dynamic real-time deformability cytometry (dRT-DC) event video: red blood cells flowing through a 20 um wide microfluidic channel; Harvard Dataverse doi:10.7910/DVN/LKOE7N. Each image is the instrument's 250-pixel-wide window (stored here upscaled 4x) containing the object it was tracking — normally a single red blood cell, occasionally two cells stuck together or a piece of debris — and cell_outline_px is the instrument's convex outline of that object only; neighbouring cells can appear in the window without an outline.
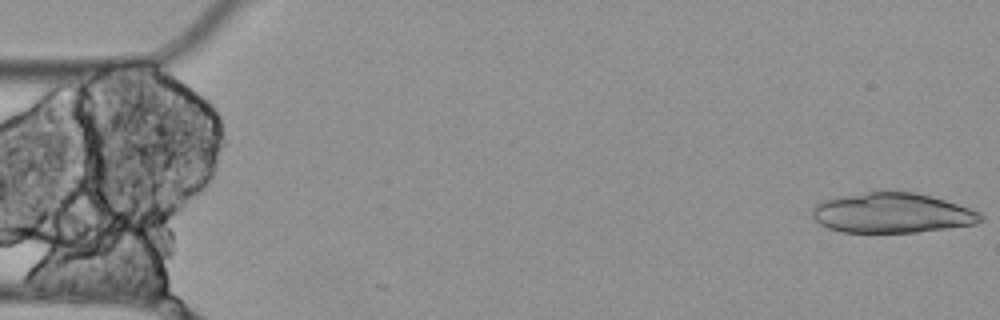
{"species": "Egyptian fruit bat (a non-hibernating species)", "species_latin": "Rousettus aegyptiacus", "temperature_condition": "cold", "stored_images_in_passage": 5, "camera_frame_rate_fps": 3000, "um_per_image_px": 0.085, "animal": {"sex": "female"}, "frame": {"image": 1, "passage_image": 1, "time_ms": 0.0, "image_size_px": [1000, 320], "cell_outline_px": [[984, 220], [976, 224], [948, 228], [916, 232], [840, 232], [828, 228], [820, 224], [812, 216], [812, 208], [816, 204], [824, 200], [876, 188], [916, 192], [944, 200], [980, 212], [984, 216]], "centroid_in_image_um": [75.81, 18.07], "position_along_channel_um": 9.2, "area_um2": 40.0}}